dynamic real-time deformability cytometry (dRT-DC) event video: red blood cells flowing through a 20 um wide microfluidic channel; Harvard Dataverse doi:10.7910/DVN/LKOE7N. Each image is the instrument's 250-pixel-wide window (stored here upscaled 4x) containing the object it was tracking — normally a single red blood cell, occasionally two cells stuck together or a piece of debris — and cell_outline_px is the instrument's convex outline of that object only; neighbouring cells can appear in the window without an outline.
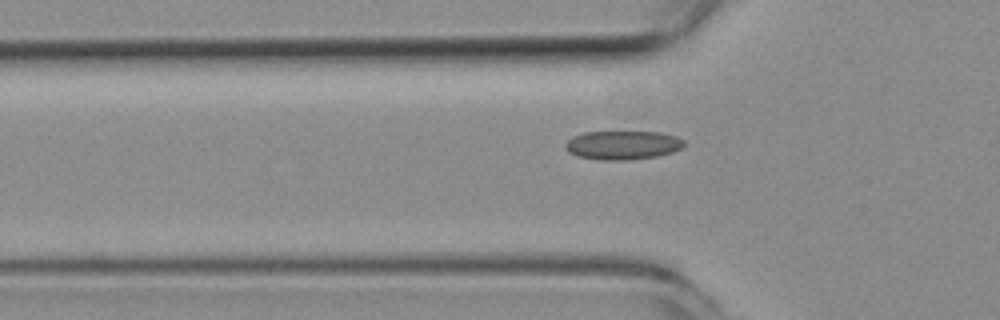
{"species": "common noctule bat (a hibernating species)", "species_latin": "Nyctalus noctula", "temperature_condition": "room temperature", "stored_images_in_passage": 42, "camera_frame_rate_fps": 3000, "um_per_image_px": 0.085, "animal": {"sex": "female", "body_mass_g": 19.3, "forearm_length_mm": 54.1}, "frame": {"image": 1, "passage_image": 12, "time_ms": 3.667, "image_size_px": [1000, 320], "cell_outline_px": [[684, 144], [680, 148], [672, 152], [656, 156], [628, 160], [600, 160], [576, 156], [568, 152], [564, 148], [564, 144], [572, 136], [584, 132], [660, 132], [676, 136], [684, 140]], "centroid_in_image_um": [52.88, 12.33], "position_along_channel_um": 72.9, "area_um2": 20.0}}
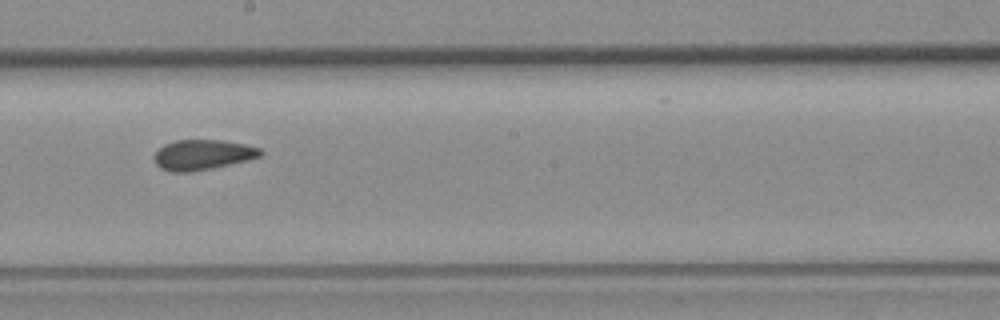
{"frame": {"image": 2, "passage_image": 24, "time_ms": 7.667, "image_size_px": [1000, 320], "cell_outline_px": [[264, 152], [260, 156], [248, 160], [188, 172], [172, 172], [160, 168], [156, 164], [152, 156], [164, 144], [176, 140], [220, 140], [244, 144], [260, 148]], "centroid_in_image_um": [17.19, 13.14], "position_along_channel_um": 231.0, "area_um2": 18.5}}
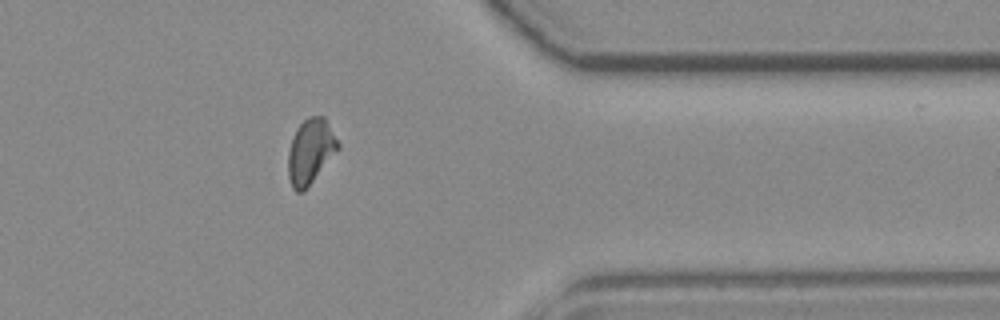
{"frame": {"image": 3, "passage_image": 37, "time_ms": 12.0, "image_size_px": [1000, 320], "cell_outline_px": [[340, 148], [304, 192], [296, 192], [292, 188], [288, 176], [288, 152], [292, 136], [296, 128], [308, 116], [324, 116], [340, 144]], "centroid_in_image_um": [26.38, 12.88], "position_along_channel_um": 385.0, "area_um2": 19.07}, "authors_computed_cell_mechanics": {"area_um2": 18.9873, "velocity_mm_per_s": 3.938, "shape_relaxation_time_tau1_ms": null, "shape_relaxation_time_tau2_ms": 2.666, "deformation_change_tau1": null, "deformation_change_tau2": 0.072}}